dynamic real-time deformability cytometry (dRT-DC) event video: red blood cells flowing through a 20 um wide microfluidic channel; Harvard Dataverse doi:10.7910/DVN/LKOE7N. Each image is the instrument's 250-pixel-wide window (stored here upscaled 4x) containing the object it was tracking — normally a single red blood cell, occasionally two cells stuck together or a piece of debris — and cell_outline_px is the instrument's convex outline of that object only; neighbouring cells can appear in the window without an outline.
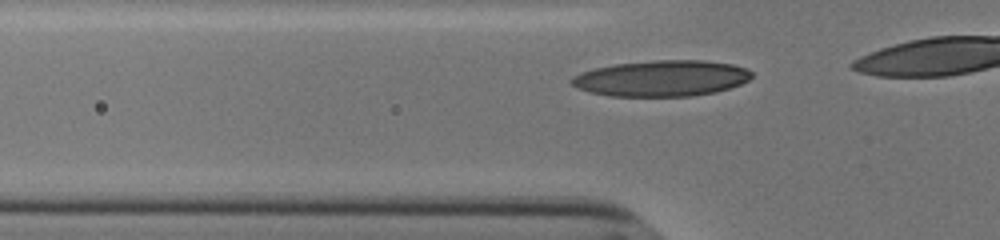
{"species": "human", "species_latin": "Homo sapiens", "temperature_condition": "cold", "stored_images_in_passage": 9, "camera_frame_rate_fps": 3000, "um_per_image_px": 0.085, "donor": {"sex": "male"}, "frame": {"image": 1, "passage_image": 3, "time_ms": 0.667, "image_size_px": [1000, 240], "cell_outline_px": [[752, 76], [748, 80], [740, 84], [716, 92], [692, 96], [612, 96], [588, 92], [576, 88], [568, 80], [572, 76], [580, 72], [592, 68], [616, 64], [656, 60], [704, 60], [732, 64], [744, 68], [752, 72]], "centroid_in_image_um": [56.18, 6.66], "position_along_channel_um": 69.6, "area_um2": 37.92}}
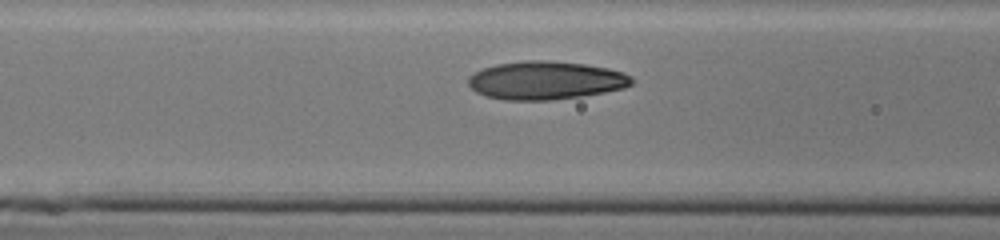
{"frame": {"image": 2, "passage_image": 7, "time_ms": 2.0, "image_size_px": [1000, 240], "cell_outline_px": [[632, 84], [624, 88], [604, 92], [580, 96], [552, 100], [504, 100], [484, 96], [476, 92], [468, 84], [468, 76], [484, 68], [496, 64], [524, 60], [548, 60], [584, 64], [608, 68], [624, 72], [632, 76]], "centroid_in_image_um": [46.37, 6.83], "position_along_channel_um": 120.2, "area_um2": 36.53}}